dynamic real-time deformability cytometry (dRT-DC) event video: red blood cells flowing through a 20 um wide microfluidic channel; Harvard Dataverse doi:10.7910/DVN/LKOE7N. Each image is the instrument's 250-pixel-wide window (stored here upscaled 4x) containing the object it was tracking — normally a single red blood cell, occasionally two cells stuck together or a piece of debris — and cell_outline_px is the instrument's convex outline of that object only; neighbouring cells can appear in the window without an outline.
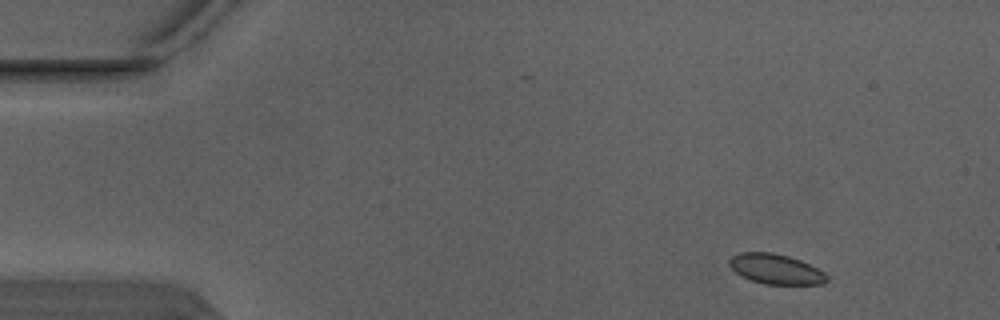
{"species": "Egyptian fruit bat (a non-hibernating species)", "species_latin": "Rousettus aegyptiacus", "temperature_condition": "warm", "stored_images_in_passage": 3, "camera_frame_rate_fps": 3000, "um_per_image_px": 0.085, "animal": {"sex": "male"}, "frame": {"image": 1, "passage_image": 1, "time_ms": 0.0, "image_size_px": [1000, 320], "cell_outline_px": [[828, 280], [824, 284], [764, 284], [740, 276], [728, 264], [728, 260], [732, 256], [740, 252], [772, 252], [788, 256], [800, 260], [824, 272], [828, 276]], "centroid_in_image_um": [65.92, 22.87], "position_along_channel_um": 19.1, "area_um2": 17.05}}
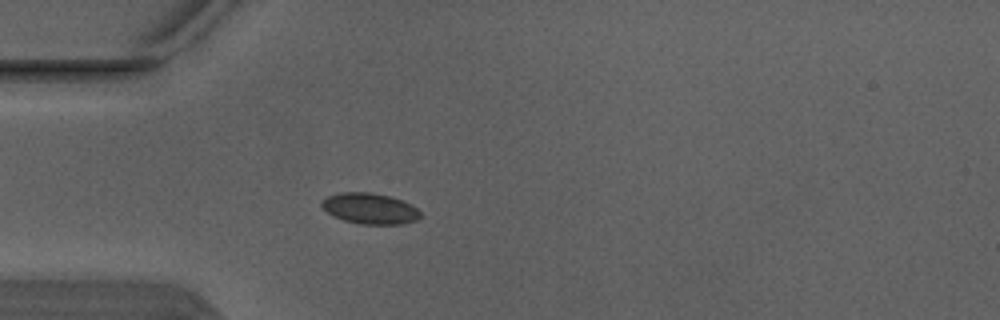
{"frame": {"image": 2, "passage_image": 3, "time_ms": 0.667, "image_size_px": [1000, 320], "cell_outline_px": [[420, 216], [416, 220], [400, 224], [360, 224], [344, 220], [332, 216], [320, 204], [320, 200], [328, 196], [344, 192], [368, 192], [388, 196], [412, 204], [420, 212]], "centroid_in_image_um": [31.41, 17.73], "position_along_channel_um": 53.6, "area_um2": 17.57}}